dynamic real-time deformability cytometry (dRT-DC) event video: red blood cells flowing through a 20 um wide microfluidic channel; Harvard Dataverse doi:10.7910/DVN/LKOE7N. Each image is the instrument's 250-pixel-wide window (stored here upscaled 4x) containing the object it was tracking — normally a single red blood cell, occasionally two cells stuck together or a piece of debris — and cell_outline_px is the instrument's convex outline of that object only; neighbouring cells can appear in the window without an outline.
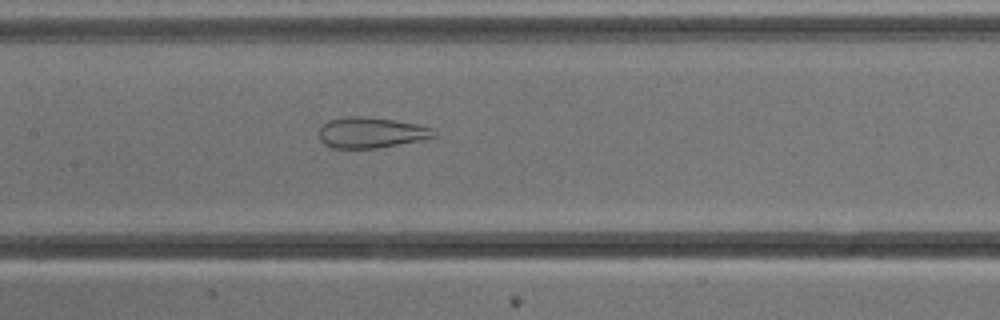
{"species": "common noctule bat (a hibernating species)", "species_latin": "Nyctalus noctula", "temperature_condition": "cold", "stored_images_in_passage": 45, "camera_frame_rate_fps": 3000, "um_per_image_px": 0.085, "animal": {"sex": "male", "body_mass_g": 13.3}, "frame": {"image": 1, "passage_image": 17, "time_ms": 5.333, "image_size_px": [1000, 320], "cell_outline_px": [[436, 136], [420, 140], [376, 148], [332, 148], [324, 144], [320, 140], [320, 128], [328, 120], [344, 116], [360, 116], [392, 120], [416, 124], [432, 128]], "centroid_in_image_um": [31.49, 11.27], "position_along_channel_um": 175.9, "area_um2": 20.29}}
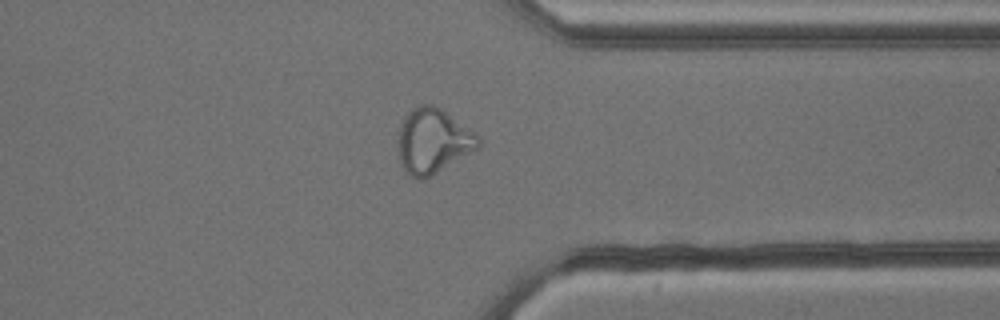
{"frame": {"image": 2, "passage_image": 33, "time_ms": 10.667, "image_size_px": [1000, 320], "cell_outline_px": [[480, 144], [476, 148], [436, 172], [420, 180], [404, 172], [400, 164], [396, 148], [400, 124], [408, 112], [412, 108], [420, 104], [432, 104], [440, 108], [480, 136]], "centroid_in_image_um": [36.73, 11.97], "position_along_channel_um": 374.7, "area_um2": 30.06}}
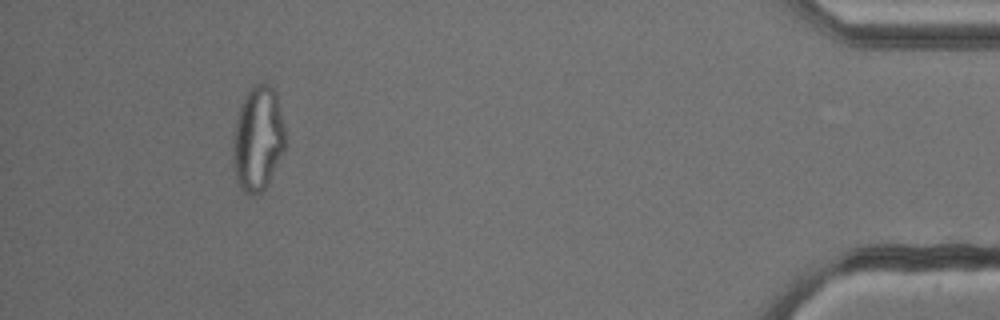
{"frame": {"image": 3, "passage_image": 41, "time_ms": 13.333, "image_size_px": [1000, 320], "cell_outline_px": [[284, 148], [268, 184], [256, 196], [252, 196], [244, 192], [240, 188], [236, 180], [232, 168], [232, 136], [240, 104], [244, 96], [252, 84], [268, 84], [276, 92], [284, 128]], "centroid_in_image_um": [21.87, 11.81], "position_along_channel_um": 413.3, "area_um2": 32.19}}